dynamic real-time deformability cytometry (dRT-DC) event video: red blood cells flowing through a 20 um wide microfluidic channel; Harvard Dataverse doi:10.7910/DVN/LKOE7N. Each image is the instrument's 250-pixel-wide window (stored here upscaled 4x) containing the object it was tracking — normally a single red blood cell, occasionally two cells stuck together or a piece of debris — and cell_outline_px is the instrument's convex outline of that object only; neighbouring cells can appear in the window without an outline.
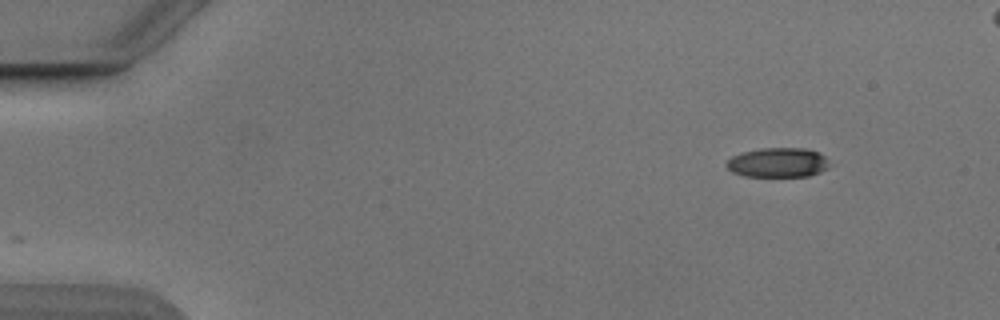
{"species": "Egyptian fruit bat (a non-hibernating species)", "species_latin": "Rousettus aegyptiacus", "temperature_condition": "cold", "stored_images_in_passage": 49, "segment_of_instrument_passage": [1, 2], "camera_frame_rate_fps": 3000, "um_per_image_px": 0.085, "animal": {"sex": "male"}, "frame": {"image": 1, "passage_image": 1, "time_ms": 0.0, "image_size_px": [1000, 320], "cell_outline_px": [[828, 168], [820, 172], [808, 176], [744, 176], [732, 172], [724, 164], [732, 156], [740, 152], [760, 148], [804, 148], [820, 152], [824, 156], [828, 164]], "centroid_in_image_um": [66.09, 13.81], "position_along_channel_um": 18.9, "area_um2": 17.8}}
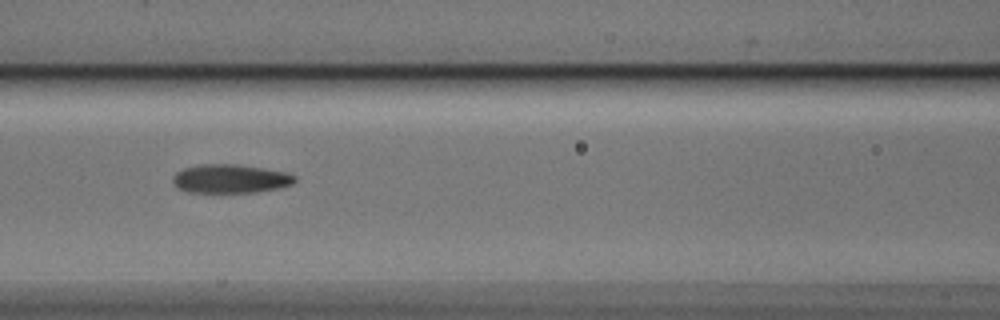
{"frame": {"image": 2, "passage_image": 19, "time_ms": 6.0, "image_size_px": [1000, 320], "cell_outline_px": [[296, 180], [292, 184], [280, 188], [256, 192], [188, 192], [176, 188], [172, 180], [172, 176], [176, 172], [184, 168], [204, 164], [236, 164], [284, 172], [296, 176]], "centroid_in_image_um": [19.55, 15.2], "position_along_channel_um": 147.1, "area_um2": 20.35}}
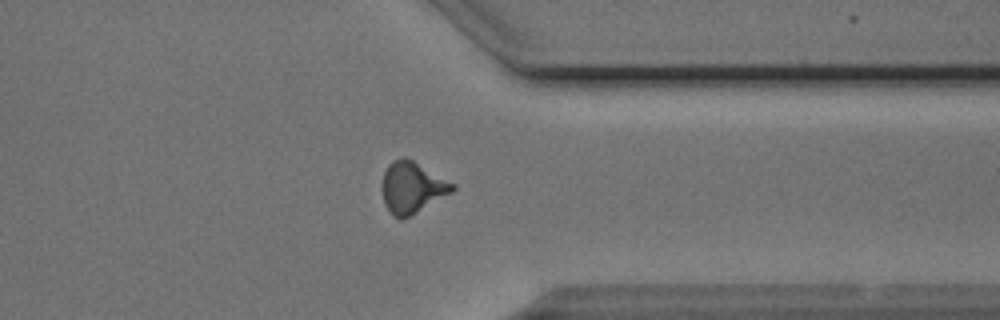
{"frame": {"image": 3, "passage_image": 37, "time_ms": 12.0, "image_size_px": [1000, 320], "cell_outline_px": [[456, 188], [452, 192], [408, 216], [400, 220], [392, 216], [388, 212], [384, 204], [384, 172], [388, 164], [392, 160], [404, 156], [412, 160], [456, 184]], "centroid_in_image_um": [35.03, 15.93], "position_along_channel_um": 376.4, "area_um2": 20.69}}